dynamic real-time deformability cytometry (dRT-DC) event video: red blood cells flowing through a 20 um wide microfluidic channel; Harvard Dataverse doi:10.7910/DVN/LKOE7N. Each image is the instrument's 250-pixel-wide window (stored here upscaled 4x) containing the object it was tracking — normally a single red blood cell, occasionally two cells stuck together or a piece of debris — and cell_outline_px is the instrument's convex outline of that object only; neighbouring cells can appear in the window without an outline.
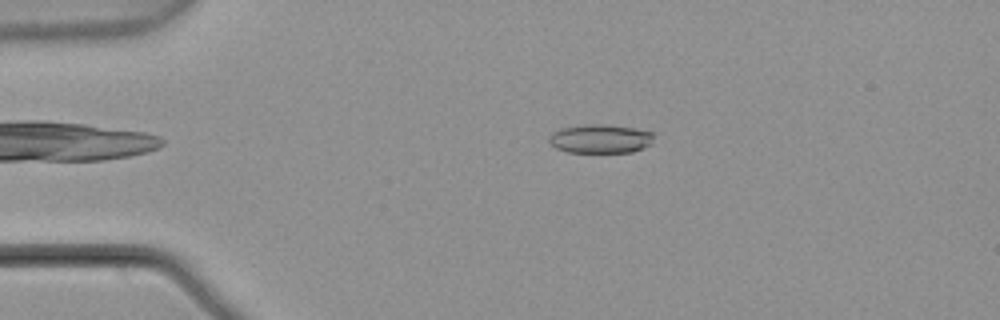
{"species": "common noctule bat (a hibernating species)", "species_latin": "Nyctalus noctula", "temperature_condition": "warm", "stored_images_in_passage": 4, "camera_frame_rate_fps": 3000, "um_per_image_px": 0.085, "animal": {"sex": "male", "body_mass_g": 21.5, "forearm_length_mm": 52.0}, "frame": {"image": 1, "passage_image": 2, "time_ms": 0.333, "image_size_px": [1000, 320], "cell_outline_px": [[656, 132], [652, 144], [644, 148], [632, 152], [568, 152], [556, 148], [548, 140], [548, 136], [552, 132], [560, 128], [584, 124], [608, 124], [636, 128]], "centroid_in_image_um": [51.08, 11.78], "position_along_channel_um": 33.9, "area_um2": 18.03}}
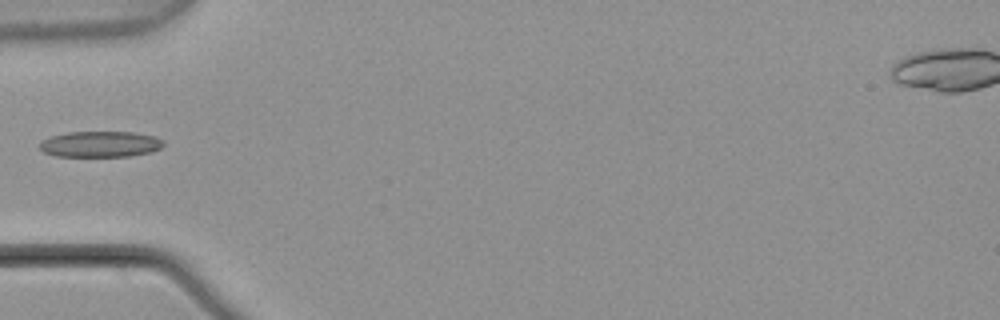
{"frame": {"image": 2, "passage_image": 4, "time_ms": 1.0, "image_size_px": [1000, 320], "cell_outline_px": [[164, 144], [160, 148], [152, 152], [128, 156], [56, 156], [44, 152], [40, 148], [40, 144], [44, 140], [52, 136], [68, 132], [136, 132], [156, 136]], "centroid_in_image_um": [8.55, 12.25], "position_along_channel_um": 76.4, "area_um2": 18.55}}